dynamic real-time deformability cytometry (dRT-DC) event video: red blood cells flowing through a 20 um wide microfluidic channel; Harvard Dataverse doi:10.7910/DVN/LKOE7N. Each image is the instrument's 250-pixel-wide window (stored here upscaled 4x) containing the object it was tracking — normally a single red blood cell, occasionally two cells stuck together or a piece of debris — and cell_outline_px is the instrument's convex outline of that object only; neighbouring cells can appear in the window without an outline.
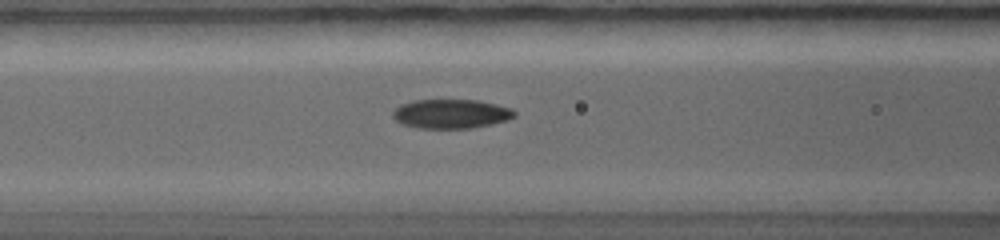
{"species": "common noctule bat (a hibernating species)", "species_latin": "Nyctalus noctula", "temperature_condition": "warm", "stored_images_in_passage": 9, "camera_frame_rate_fps": 5000, "um_per_image_px": 0.085, "animal": {"sex": "female", "body_mass_g": 19.0, "forearm_length_mm": 56.7}, "frame": {"image": 1, "passage_image": 8, "time_ms": 4.0, "image_size_px": [1000, 240], "cell_outline_px": [[516, 116], [508, 120], [492, 124], [472, 128], [416, 128], [400, 124], [392, 116], [392, 112], [400, 104], [416, 100], [476, 100], [512, 108], [516, 112]], "centroid_in_image_um": [38.33, 9.68], "position_along_channel_um": 128.3, "area_um2": 20.81}}